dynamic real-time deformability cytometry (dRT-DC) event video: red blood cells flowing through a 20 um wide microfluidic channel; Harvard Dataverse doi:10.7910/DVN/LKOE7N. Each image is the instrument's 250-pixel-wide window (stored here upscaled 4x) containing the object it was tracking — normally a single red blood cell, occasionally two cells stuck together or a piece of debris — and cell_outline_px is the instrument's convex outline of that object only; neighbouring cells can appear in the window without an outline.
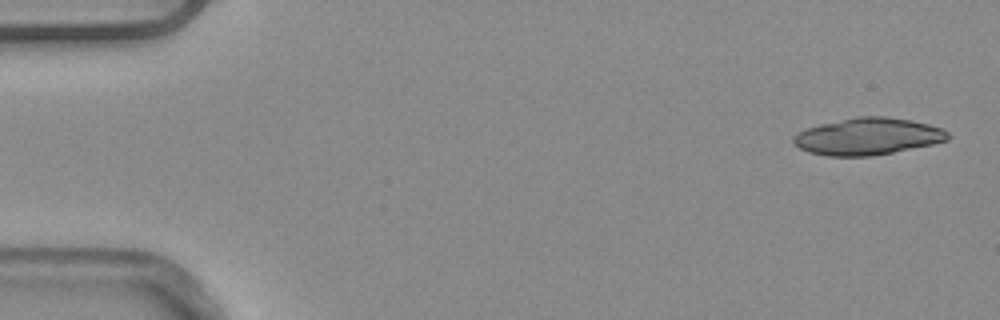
{"species": "common noctule bat (a hibernating species)", "species_latin": "Nyctalus noctula", "temperature_condition": "warm", "stored_images_in_passage": 4, "camera_frame_rate_fps": 3000, "um_per_image_px": 0.085, "animal": {"sex": "male", "body_mass_g": 20.4}, "frame": {"image": 1, "passage_image": 1, "time_ms": 0.0, "image_size_px": [1000, 320], "cell_outline_px": [[948, 140], [932, 144], [872, 156], [828, 156], [808, 152], [800, 148], [792, 140], [792, 136], [808, 128], [820, 124], [856, 116], [888, 116], [912, 120], [928, 124], [940, 128], [948, 132]], "centroid_in_image_um": [73.75, 11.59], "position_along_channel_um": 11.2, "area_um2": 33.06}}